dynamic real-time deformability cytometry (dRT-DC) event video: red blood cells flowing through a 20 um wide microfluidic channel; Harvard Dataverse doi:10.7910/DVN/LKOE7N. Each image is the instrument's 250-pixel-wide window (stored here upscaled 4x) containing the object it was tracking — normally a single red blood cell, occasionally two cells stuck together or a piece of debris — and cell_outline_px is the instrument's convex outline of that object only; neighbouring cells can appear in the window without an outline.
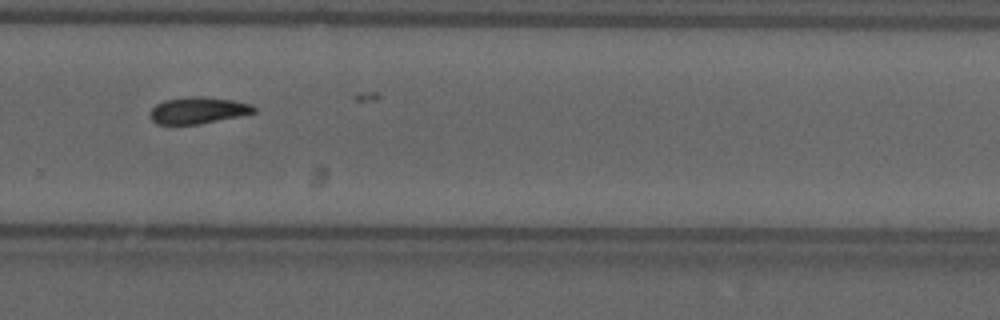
{"species": "common noctule bat (a hibernating species)", "species_latin": "Nyctalus noctula", "temperature_condition": "cold", "stored_images_in_passage": 34, "camera_frame_rate_fps": 3000, "um_per_image_px": 0.085, "animal": {"sex": "male", "forearm_length_mm": 52.5}, "frame": {"image": 1, "passage_image": 28, "time_ms": 9.0, "image_size_px": [1000, 320], "cell_outline_px": [[256, 112], [200, 124], [156, 124], [152, 120], [152, 108], [156, 104], [164, 100], [188, 96], [204, 96], [232, 100], [252, 104], [256, 108]], "centroid_in_image_um": [16.85, 9.37], "position_along_channel_um": 313.0, "area_um2": 16.01}, "authors_computed_cell_mechanics": {"area_um2": 16.8487, "velocity_mm_per_s": 3.6692, "shape_relaxation_time_tau1_ms": 4.4521, "shape_relaxation_time_tau2_ms": null, "deformation_change_tau1": 0.1546, "deformation_change_tau2": null}}